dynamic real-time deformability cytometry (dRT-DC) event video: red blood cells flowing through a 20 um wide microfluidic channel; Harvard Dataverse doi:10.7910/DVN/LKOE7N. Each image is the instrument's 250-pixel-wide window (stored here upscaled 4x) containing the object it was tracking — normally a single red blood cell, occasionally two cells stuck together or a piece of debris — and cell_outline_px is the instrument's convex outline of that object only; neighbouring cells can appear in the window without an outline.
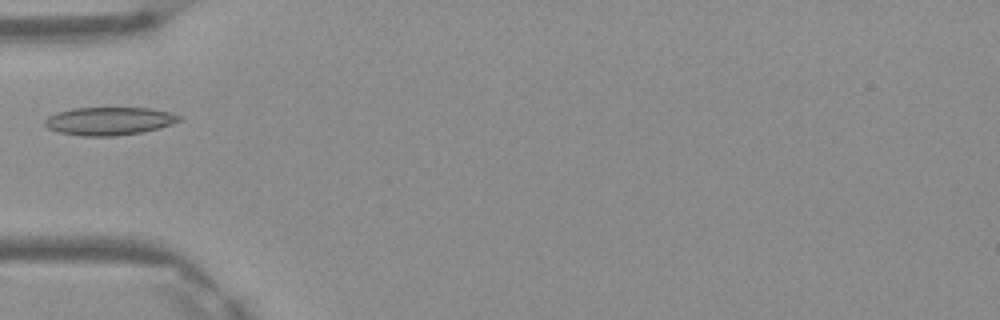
{"species": "Egyptian fruit bat (a non-hibernating species)", "species_latin": "Rousettus aegyptiacus", "temperature_condition": "warm", "stored_images_in_passage": 4, "camera_frame_rate_fps": 3000, "um_per_image_px": 0.085, "frame": {"image": 1, "passage_image": 3, "time_ms": 0.667, "image_size_px": [1000, 320], "cell_outline_px": [[184, 116], [180, 120], [172, 124], [160, 128], [140, 132], [116, 136], [84, 136], [60, 132], [48, 128], [44, 124], [44, 120], [48, 116], [56, 112], [72, 108], [148, 108], [172, 112]], "centroid_in_image_um": [9.3, 10.28], "position_along_channel_um": 75.7, "area_um2": 22.02}}
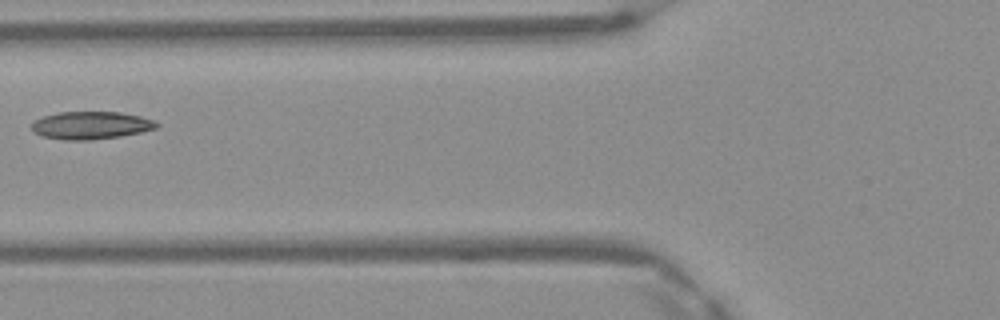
{"frame": {"image": 2, "passage_image": 4, "time_ms": 1.0, "image_size_px": [1000, 320], "cell_outline_px": [[160, 124], [156, 128], [140, 132], [120, 136], [88, 140], [64, 140], [44, 136], [32, 132], [32, 124], [36, 120], [44, 116], [60, 112], [120, 112], [140, 116], [152, 120]], "centroid_in_image_um": [7.72, 10.65], "position_along_channel_um": 118.1, "area_um2": 19.94}}